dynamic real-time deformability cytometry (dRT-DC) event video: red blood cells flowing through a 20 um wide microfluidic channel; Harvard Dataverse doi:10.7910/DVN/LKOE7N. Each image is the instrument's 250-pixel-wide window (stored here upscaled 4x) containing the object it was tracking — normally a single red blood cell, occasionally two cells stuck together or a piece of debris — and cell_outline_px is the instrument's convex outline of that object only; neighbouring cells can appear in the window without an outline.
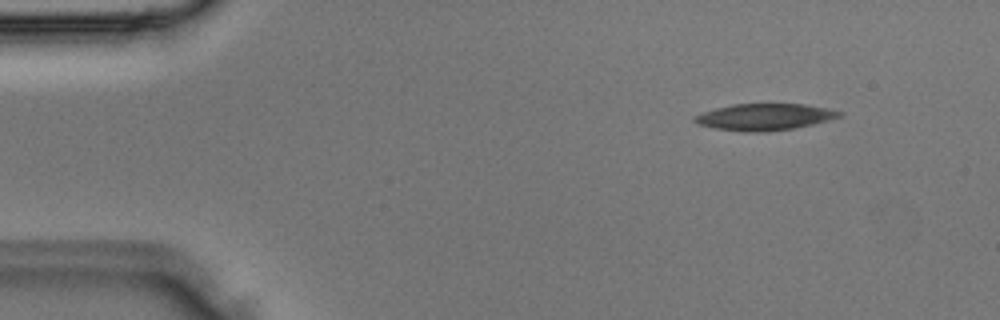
{"species": "Egyptian fruit bat (a non-hibernating species)", "species_latin": "Rousettus aegyptiacus", "temperature_condition": "room temperature", "stored_images_in_passage": 2, "camera_frame_rate_fps": 3000, "um_per_image_px": 0.085, "animal": {"sex": "male"}, "frame": {"image": 1, "passage_image": 1, "time_ms": 0.0, "image_size_px": [1000, 320], "cell_outline_px": [[844, 112], [840, 116], [828, 120], [796, 128], [764, 132], [748, 132], [716, 128], [696, 124], [692, 120], [696, 116], [704, 112], [716, 108], [732, 104], [804, 104]], "centroid_in_image_um": [64.97, 9.94], "position_along_channel_um": 20.0, "area_um2": 22.2}}